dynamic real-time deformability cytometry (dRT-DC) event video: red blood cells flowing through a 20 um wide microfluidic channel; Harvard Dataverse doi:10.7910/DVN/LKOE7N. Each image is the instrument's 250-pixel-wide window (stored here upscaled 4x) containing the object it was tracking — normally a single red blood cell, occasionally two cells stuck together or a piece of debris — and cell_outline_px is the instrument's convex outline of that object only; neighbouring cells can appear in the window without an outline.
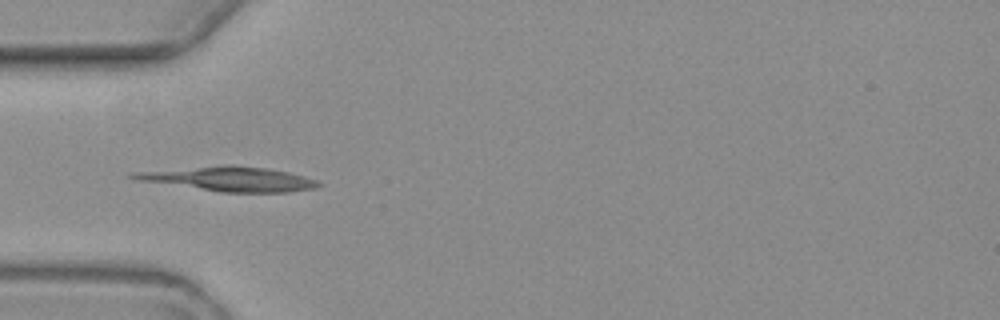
{"species": "common noctule bat (a hibernating species)", "species_latin": "Nyctalus noctula", "temperature_condition": "warm", "stored_images_in_passage": 1, "camera_frame_rate_fps": 3000, "um_per_image_px": 0.085, "animal": {"sex": "female", "body_mass_g": 19.3, "forearm_length_mm": 54.1}, "frame": {"image": 1, "passage_image": 1, "time_ms": 0.0, "image_size_px": [1000, 320], "cell_outline_px": [[324, 184], [316, 188], [288, 192], [220, 192], [132, 180], [124, 176], [128, 172], [224, 164], [232, 164], [268, 168], [288, 172], [304, 176], [316, 180]], "centroid_in_image_um": [19.36, 15.2], "position_along_channel_um": 65.6, "area_um2": 27.22}}